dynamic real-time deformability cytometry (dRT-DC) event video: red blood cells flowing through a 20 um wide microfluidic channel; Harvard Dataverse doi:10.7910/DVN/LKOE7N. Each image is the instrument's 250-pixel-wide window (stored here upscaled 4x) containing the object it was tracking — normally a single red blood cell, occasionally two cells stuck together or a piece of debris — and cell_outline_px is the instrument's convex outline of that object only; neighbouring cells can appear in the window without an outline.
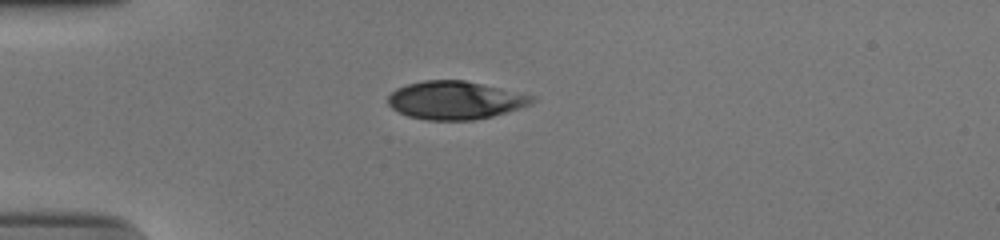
{"species": "human", "species_latin": "Homo sapiens", "temperature_condition": "cold", "stored_images_in_passage": 41, "camera_frame_rate_fps": 3000, "um_per_image_px": 0.085, "donor": {"sex": "male"}, "frame": {"image": 1, "passage_image": 1, "time_ms": 0.0, "image_size_px": [1000, 240], "cell_outline_px": [[532, 100], [528, 104], [492, 116], [472, 120], [428, 120], [408, 116], [392, 108], [388, 104], [388, 96], [396, 88], [408, 84], [424, 80], [464, 80], [532, 96]], "centroid_in_image_um": [38.58, 8.52], "position_along_channel_um": 46.4, "area_um2": 31.21}}
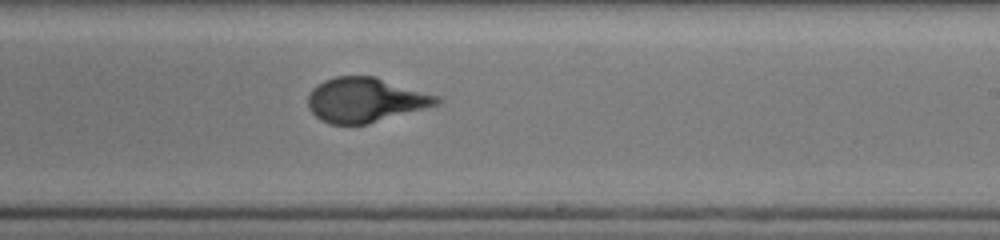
{"frame": {"image": 2, "passage_image": 20, "time_ms": 6.333, "image_size_px": [1000, 240], "cell_outline_px": [[440, 104], [368, 124], [328, 124], [320, 120], [312, 112], [308, 104], [308, 96], [312, 88], [316, 84], [324, 80], [336, 76], [376, 76], [440, 96]], "centroid_in_image_um": [31.06, 8.49], "position_along_channel_um": 257.9, "area_um2": 33.64}}
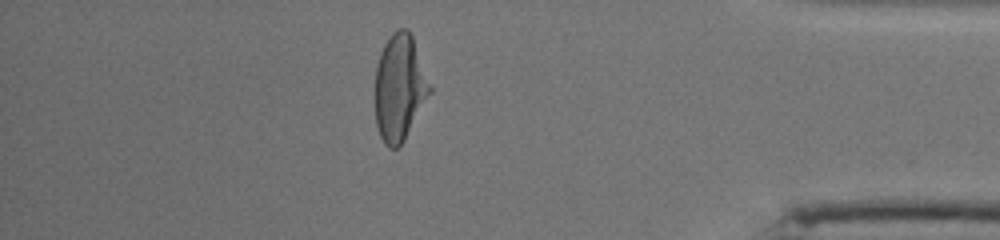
{"frame": {"image": 3, "passage_image": 34, "time_ms": 11.0, "image_size_px": [1000, 240], "cell_outline_px": [[432, 92], [404, 140], [396, 148], [388, 148], [384, 144], [380, 136], [376, 124], [376, 68], [380, 52], [384, 44], [392, 32], [400, 28], [408, 28], [412, 36], [432, 88]], "centroid_in_image_um": [33.97, 7.45], "position_along_channel_um": 401.2, "area_um2": 33.81}, "authors_computed_cell_mechanics": {"area_um2": 33.813, "velocity_mm_per_s": 3.7492, "shape_relaxation_time_tau1_ms": 5.1904, "shape_relaxation_time_tau2_ms": null, "deformation_change_tau1": 0.2179, "deformation_change_tau2": null}}